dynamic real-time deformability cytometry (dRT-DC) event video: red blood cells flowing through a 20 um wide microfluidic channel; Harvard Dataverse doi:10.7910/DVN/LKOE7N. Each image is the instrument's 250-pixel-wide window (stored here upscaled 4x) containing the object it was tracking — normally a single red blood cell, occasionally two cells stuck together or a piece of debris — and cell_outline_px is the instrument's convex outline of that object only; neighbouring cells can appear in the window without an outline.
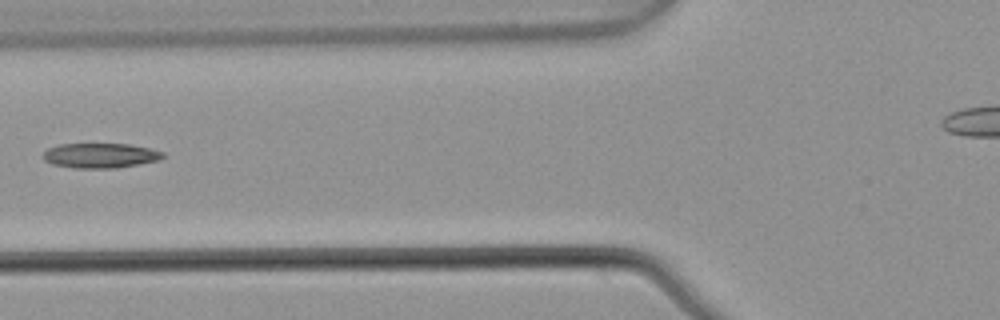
{"species": "common noctule bat (a hibernating species)", "species_latin": "Nyctalus noctula", "temperature_condition": "warm", "stored_images_in_passage": 6, "camera_frame_rate_fps": 3000, "um_per_image_px": 0.085, "animal": {"sex": "male", "body_mass_g": 21.5, "forearm_length_mm": 52.0}, "frame": {"image": 1, "passage_image": 6, "time_ms": 1.667, "image_size_px": [1000, 320], "cell_outline_px": [[164, 156], [160, 160], [116, 168], [72, 168], [52, 164], [44, 160], [44, 152], [48, 148], [60, 144], [128, 144], [148, 148], [164, 152]], "centroid_in_image_um": [8.52, 13.22], "position_along_channel_um": 117.3, "area_um2": 17.28}}